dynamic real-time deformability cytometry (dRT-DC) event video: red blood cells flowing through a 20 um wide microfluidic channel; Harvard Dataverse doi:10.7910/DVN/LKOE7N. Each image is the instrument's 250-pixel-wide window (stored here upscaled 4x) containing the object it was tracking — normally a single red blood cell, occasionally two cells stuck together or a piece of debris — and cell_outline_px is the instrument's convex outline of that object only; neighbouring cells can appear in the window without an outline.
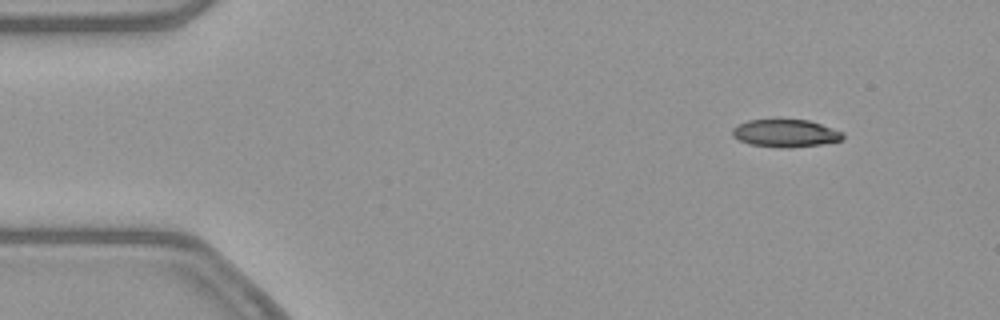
{"species": "common noctule bat (a hibernating species)", "species_latin": "Nyctalus noctula", "temperature_condition": "warm", "stored_images_in_passage": 52, "camera_frame_rate_fps": 3000, "um_per_image_px": 0.085, "animal": {"sex": "female", "body_mass_g": 21.9}, "frame": {"image": 1, "passage_image": 5, "time_ms": 1.333, "image_size_px": [1000, 320], "cell_outline_px": [[844, 140], [820, 144], [792, 148], [780, 148], [748, 144], [732, 136], [732, 128], [748, 120], [808, 120], [844, 132]], "centroid_in_image_um": [66.78, 11.34], "position_along_channel_um": 18.2, "area_um2": 17.8}}
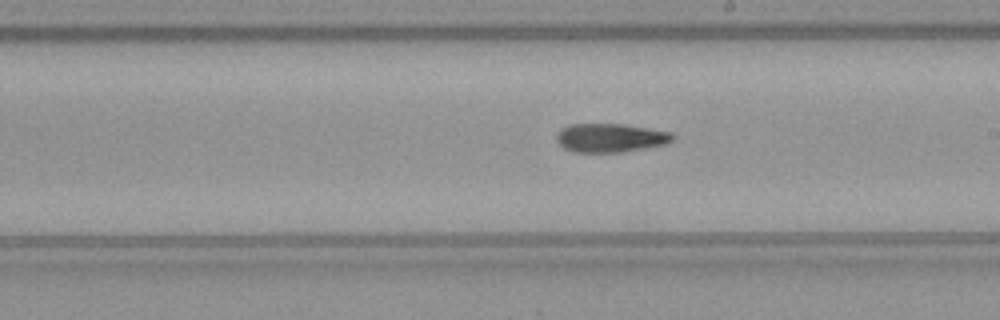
{"frame": {"image": 2, "passage_image": 29, "time_ms": 9.333, "image_size_px": [1000, 320], "cell_outline_px": [[676, 136], [672, 140], [664, 144], [624, 152], [572, 152], [564, 148], [556, 140], [556, 136], [560, 128], [568, 124], [624, 124], [672, 132]], "centroid_in_image_um": [51.86, 11.71], "position_along_channel_um": 237.1, "area_um2": 19.54}}
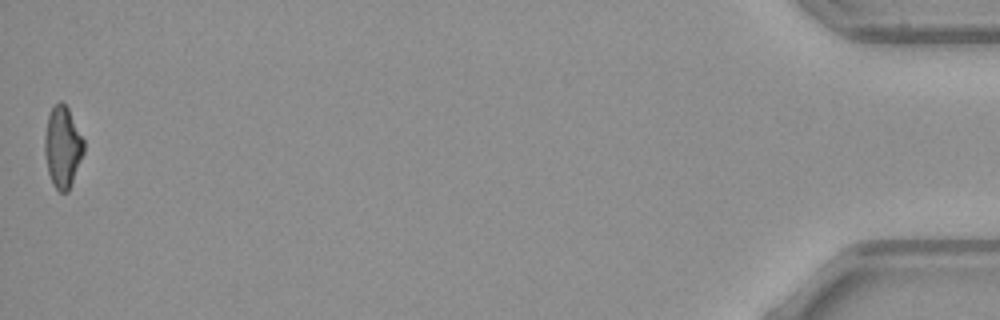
{"frame": {"image": 3, "passage_image": 52, "time_ms": 17.0, "image_size_px": [1000, 320], "cell_outline_px": [[84, 152], [68, 192], [60, 192], [52, 184], [48, 172], [44, 152], [44, 136], [48, 116], [52, 108], [60, 100], [68, 108], [84, 140]], "centroid_in_image_um": [5.31, 12.5], "position_along_channel_um": 429.9, "area_um2": 18.44}, "authors_computed_cell_mechanics": {"area_um2": 19.3919, "velocity_mm_per_s": 3.8768, "shape_relaxation_time_tau1_ms": 6.2647, "shape_relaxation_time_tau2_ms": 6.5938, "deformation_change_tau1": 0.1861, "deformation_change_tau2": 0.1799}}